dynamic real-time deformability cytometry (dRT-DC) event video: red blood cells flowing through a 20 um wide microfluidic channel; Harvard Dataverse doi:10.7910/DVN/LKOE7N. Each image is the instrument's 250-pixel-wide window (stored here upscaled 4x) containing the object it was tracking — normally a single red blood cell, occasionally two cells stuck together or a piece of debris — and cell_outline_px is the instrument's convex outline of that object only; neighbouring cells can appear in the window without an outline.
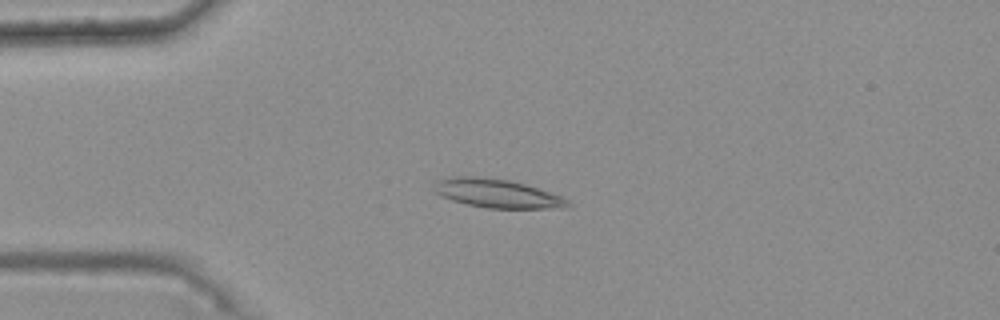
{"species": "common noctule bat (a hibernating species)", "species_latin": "Nyctalus noctula", "temperature_condition": "warm", "stored_images_in_passage": 35, "camera_frame_rate_fps": 3000, "um_per_image_px": 0.085, "animal": {"sex": "female", "body_mass_g": 25.1}, "frame": {"image": 1, "passage_image": 2, "time_ms": 0.333, "image_size_px": [1000, 320], "cell_outline_px": [[572, 204], [560, 208], [488, 208], [468, 204], [452, 200], [440, 196], [432, 188], [432, 184], [440, 180], [456, 176], [476, 176], [508, 180], [524, 184], [560, 196], [568, 200]], "centroid_in_image_um": [42.2, 16.44], "position_along_channel_um": 42.8, "area_um2": 22.02}}
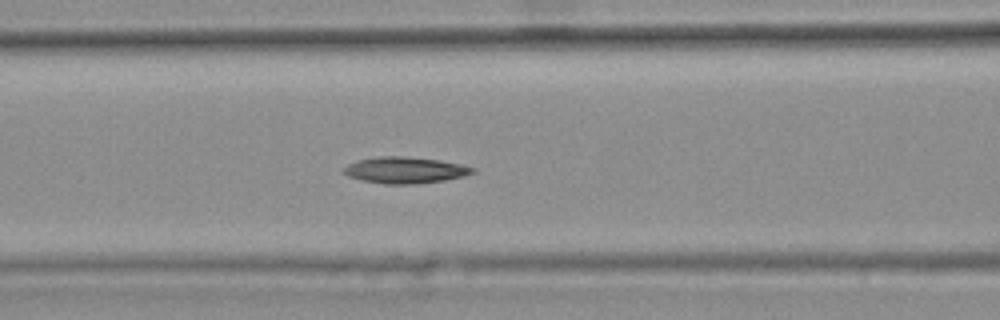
{"frame": {"image": 2, "passage_image": 11, "time_ms": 3.333, "image_size_px": [1000, 320], "cell_outline_px": [[476, 172], [464, 176], [444, 180], [412, 184], [384, 184], [360, 180], [348, 176], [340, 172], [340, 168], [356, 160], [380, 156], [404, 156], [440, 160], [460, 164], [476, 168]], "centroid_in_image_um": [34.37, 14.46], "position_along_channel_um": 132.2, "area_um2": 20.06}}
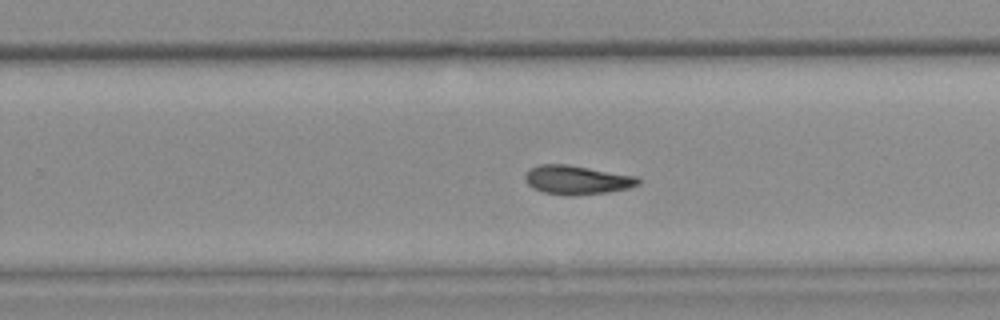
{"frame": {"image": 3, "passage_image": 23, "time_ms": 7.333, "image_size_px": [1000, 320], "cell_outline_px": [[640, 184], [628, 188], [608, 192], [576, 196], [568, 196], [544, 192], [532, 188], [524, 180], [524, 176], [528, 168], [540, 164], [568, 164], [636, 176], [640, 180]], "centroid_in_image_um": [49.0, 15.29], "position_along_channel_um": 280.8, "area_um2": 19.31}}